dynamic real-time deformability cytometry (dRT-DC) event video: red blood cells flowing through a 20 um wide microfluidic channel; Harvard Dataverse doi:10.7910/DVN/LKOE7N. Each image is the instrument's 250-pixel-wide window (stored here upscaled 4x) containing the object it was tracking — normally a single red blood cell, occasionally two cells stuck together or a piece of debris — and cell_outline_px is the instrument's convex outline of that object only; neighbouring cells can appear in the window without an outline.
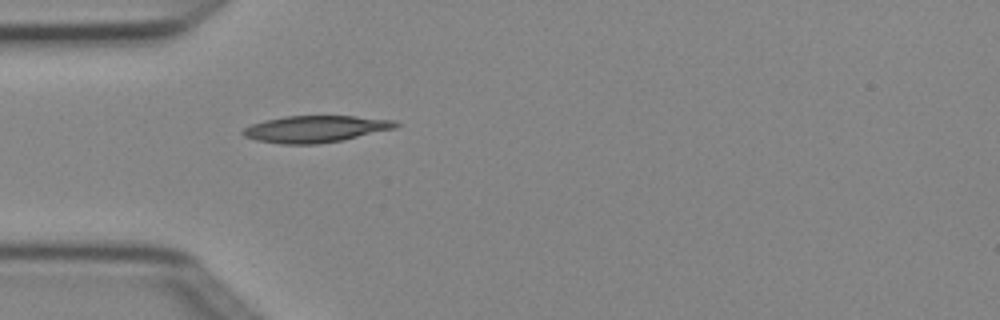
{"species": "Egyptian fruit bat (a non-hibernating species)", "species_latin": "Rousettus aegyptiacus", "temperature_condition": "cold", "stored_images_in_passage": 2, "camera_frame_rate_fps": 3000, "um_per_image_px": 0.085, "animal": {"sex": "female"}, "frame": {"image": 1, "passage_image": 2, "time_ms": 0.333, "image_size_px": [1000, 320], "cell_outline_px": [[400, 124], [396, 128], [344, 140], [316, 144], [280, 144], [256, 140], [244, 136], [240, 132], [244, 128], [252, 124], [264, 120], [284, 116], [356, 116], [396, 120]], "centroid_in_image_um": [26.83, 10.96], "position_along_channel_um": 58.2, "area_um2": 23.99}}